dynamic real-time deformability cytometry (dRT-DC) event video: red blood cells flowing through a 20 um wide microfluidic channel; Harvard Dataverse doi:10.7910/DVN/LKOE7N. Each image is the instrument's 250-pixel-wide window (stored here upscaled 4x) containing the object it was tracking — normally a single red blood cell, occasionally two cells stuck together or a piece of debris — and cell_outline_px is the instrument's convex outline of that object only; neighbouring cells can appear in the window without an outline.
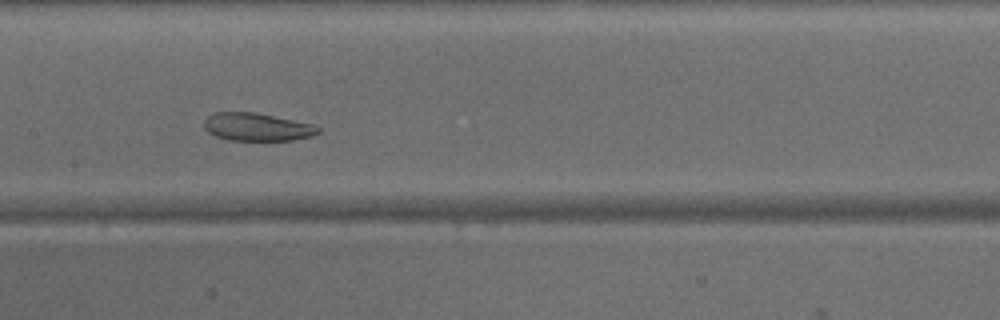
{"species": "common noctule bat (a hibernating species)", "species_latin": "Nyctalus noctula", "temperature_condition": "warm", "stored_images_in_passage": 49, "camera_frame_rate_fps": 3000, "um_per_image_px": 0.085, "animal": {"sex": "male", "body_mass_g": 15.6}, "frame": {"image": 1, "passage_image": 24, "time_ms": 7.667, "image_size_px": [1000, 320], "cell_outline_px": [[320, 132], [312, 136], [292, 140], [228, 140], [216, 136], [208, 132], [204, 128], [204, 120], [208, 116], [216, 112], [252, 112], [316, 124], [320, 128]], "centroid_in_image_um": [21.87, 10.79], "position_along_channel_um": 185.5, "area_um2": 18.55}}
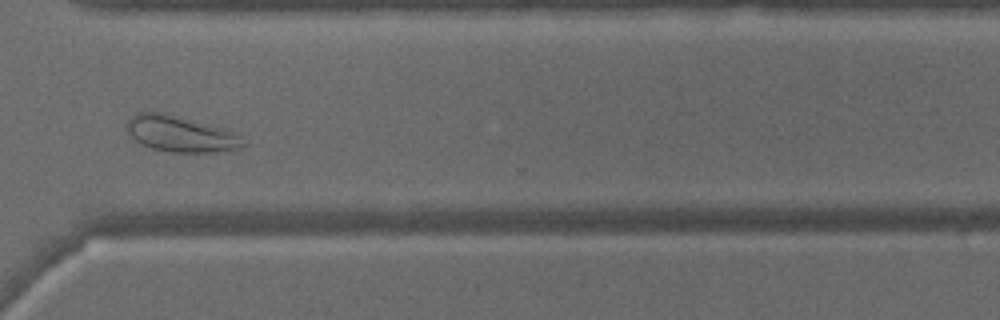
{"frame": {"image": 2, "passage_image": 36, "time_ms": 11.667, "image_size_px": [1000, 320], "cell_outline_px": [[248, 144], [240, 148], [216, 152], [172, 152], [152, 148], [136, 140], [128, 132], [128, 120], [136, 112], [164, 112], [220, 128], [232, 132], [248, 140]], "centroid_in_image_um": [15.39, 11.39], "position_along_channel_um": 355.2, "area_um2": 24.04}}
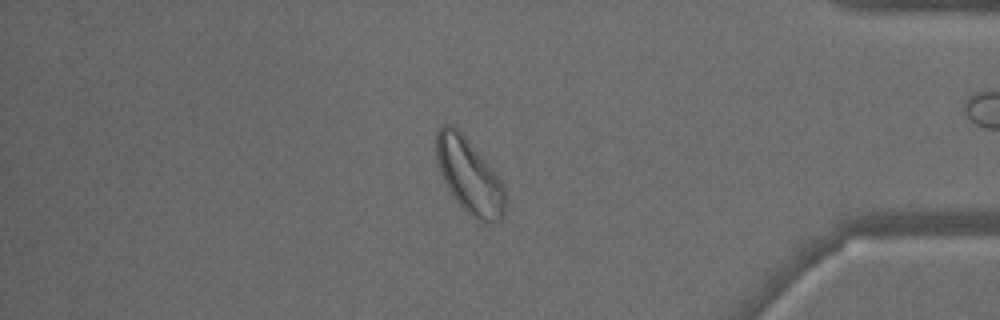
{"frame": {"image": 3, "passage_image": 41, "time_ms": 13.333, "image_size_px": [1000, 320], "cell_outline_px": [[508, 200], [504, 216], [500, 220], [492, 224], [484, 224], [476, 220], [456, 200], [448, 188], [436, 160], [436, 132], [440, 124], [452, 124], [464, 136], [484, 160], [500, 180], [504, 188]], "centroid_in_image_um": [39.91, 15.0], "position_along_channel_um": 395.3, "area_um2": 29.88}}